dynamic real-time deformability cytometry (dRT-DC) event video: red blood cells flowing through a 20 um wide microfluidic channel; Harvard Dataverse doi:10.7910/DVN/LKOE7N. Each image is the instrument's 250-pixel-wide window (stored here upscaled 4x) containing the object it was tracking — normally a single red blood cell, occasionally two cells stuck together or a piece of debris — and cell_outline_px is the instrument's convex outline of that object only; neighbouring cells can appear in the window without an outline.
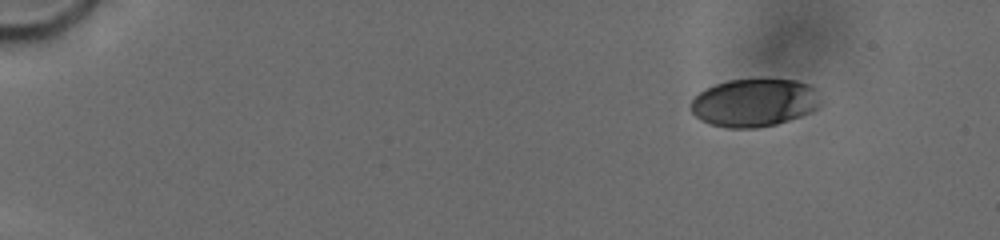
{"species": "human", "species_latin": "Homo sapiens", "temperature_condition": "cold", "stored_images_in_passage": 7, "camera_frame_rate_fps": 3000, "um_per_image_px": 0.085, "donor": {"sex": "male"}, "frame": {"image": 1, "passage_image": 3, "time_ms": 2.333, "image_size_px": [1000, 240], "cell_outline_px": [[820, 104], [812, 112], [776, 124], [756, 128], [728, 128], [712, 124], [700, 120], [688, 108], [688, 104], [700, 92], [716, 84], [728, 80], [796, 80], [808, 84], [812, 88]], "centroid_in_image_um": [64.06, 8.75], "position_along_channel_um": 20.9, "area_um2": 35.84}}